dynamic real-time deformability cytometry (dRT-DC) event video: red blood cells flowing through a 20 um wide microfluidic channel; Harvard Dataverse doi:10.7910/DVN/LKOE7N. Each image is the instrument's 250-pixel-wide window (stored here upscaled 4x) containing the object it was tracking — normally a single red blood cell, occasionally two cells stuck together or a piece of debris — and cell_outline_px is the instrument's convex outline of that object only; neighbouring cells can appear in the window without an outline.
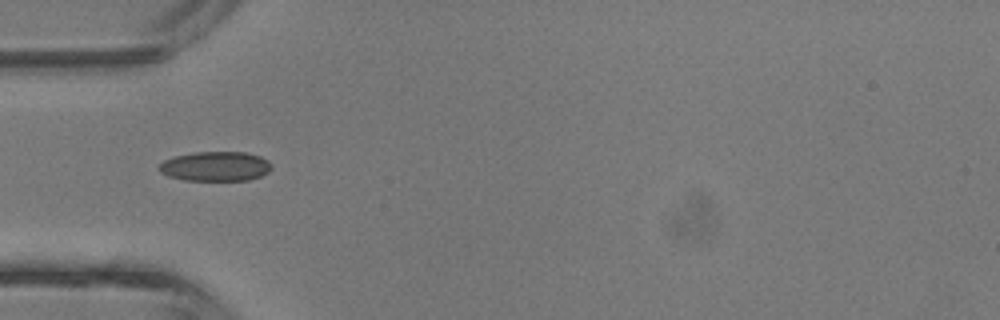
{"species": "common noctule bat (a hibernating species)", "species_latin": "Nyctalus noctula", "temperature_condition": "room temperature", "stored_images_in_passage": 14, "camera_frame_rate_fps": 3000, "um_per_image_px": 0.085, "animal": {"sex": "male", "body_mass_g": 13.3}, "frame": {"image": 1, "passage_image": 3, "time_ms": 0.667, "image_size_px": [1000, 320], "cell_outline_px": [[272, 168], [268, 172], [260, 176], [248, 180], [184, 180], [168, 176], [160, 172], [156, 168], [164, 160], [176, 156], [196, 152], [244, 152], [260, 156], [268, 160], [272, 164]], "centroid_in_image_um": [18.32, 14.14], "position_along_channel_um": 66.7, "area_um2": 19.42}}
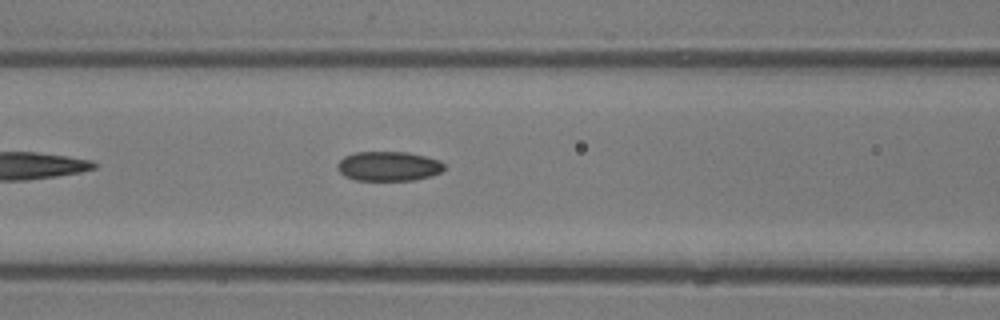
{"frame": {"image": 2, "passage_image": 7, "time_ms": 2.0, "image_size_px": [1000, 320], "cell_outline_px": [[444, 168], [440, 172], [432, 176], [416, 180], [356, 180], [344, 176], [336, 168], [336, 164], [344, 156], [356, 152], [408, 152], [428, 156], [440, 160], [444, 164]], "centroid_in_image_um": [33.03, 14.12], "position_along_channel_um": 133.6, "area_um2": 18.61}}
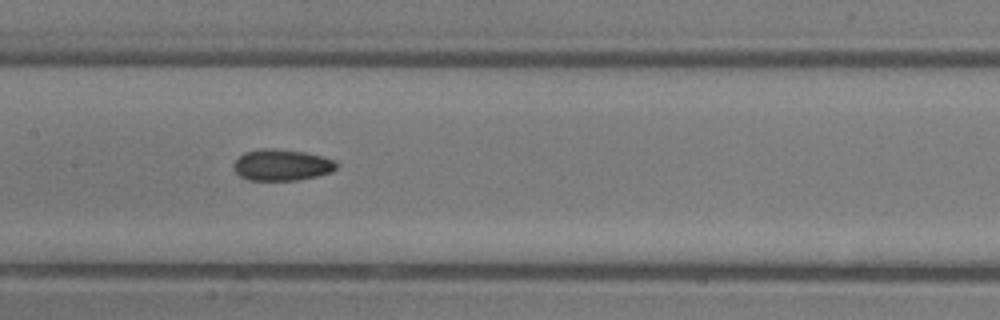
{"frame": {"image": 3, "passage_image": 10, "time_ms": 3.0, "image_size_px": [1000, 320], "cell_outline_px": [[340, 164], [332, 172], [316, 176], [296, 180], [248, 180], [240, 176], [232, 168], [232, 164], [244, 152], [260, 148], [276, 148], [304, 152], [336, 160]], "centroid_in_image_um": [23.94, 14.01], "position_along_channel_um": 183.5, "area_um2": 18.96}}